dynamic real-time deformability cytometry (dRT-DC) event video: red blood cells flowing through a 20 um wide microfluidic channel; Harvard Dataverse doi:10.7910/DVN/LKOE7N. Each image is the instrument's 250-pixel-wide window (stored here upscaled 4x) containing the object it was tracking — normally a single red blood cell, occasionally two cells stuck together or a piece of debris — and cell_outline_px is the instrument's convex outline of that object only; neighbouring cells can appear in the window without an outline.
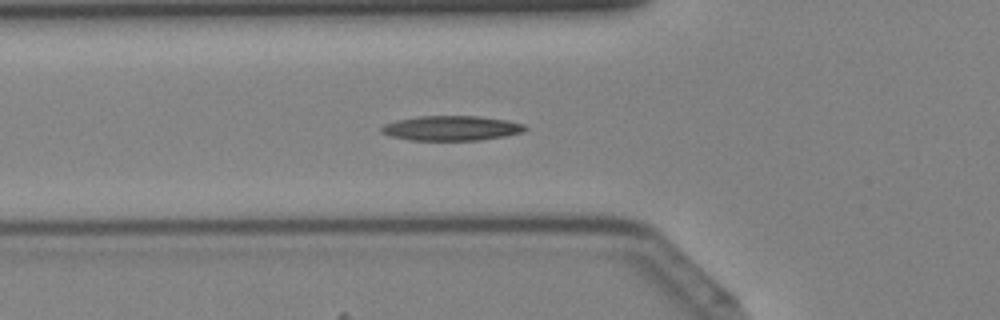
{"species": "Egyptian fruit bat (a non-hibernating species)", "species_latin": "Rousettus aegyptiacus", "temperature_condition": "cold", "stored_images_in_passage": 40, "camera_frame_rate_fps": 3000, "um_per_image_px": 0.085, "animal": {"sex": "female"}, "frame": {"image": 1, "passage_image": 12, "time_ms": 3.667, "image_size_px": [1000, 320], "cell_outline_px": [[528, 128], [524, 132], [504, 136], [480, 140], [408, 140], [392, 136], [380, 132], [380, 128], [384, 124], [396, 120], [420, 116], [480, 116], [508, 120], [524, 124]], "centroid_in_image_um": [38.39, 10.89], "position_along_channel_um": 87.4, "area_um2": 20.87}}
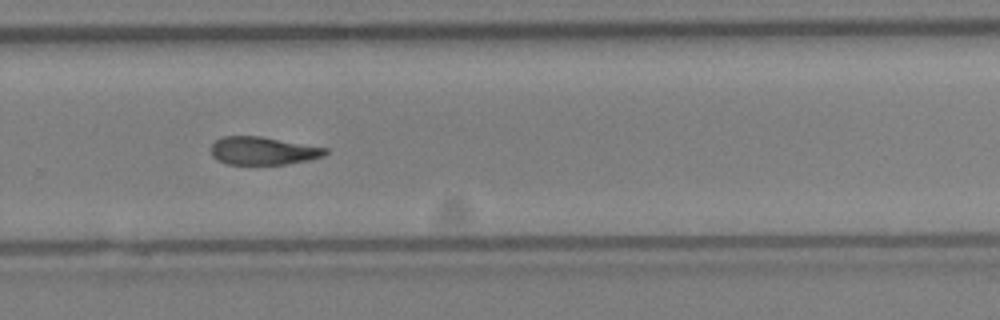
{"frame": {"image": 2, "passage_image": 26, "time_ms": 8.333, "image_size_px": [1000, 320], "cell_outline_px": [[328, 152], [324, 156], [308, 160], [288, 164], [228, 164], [216, 160], [212, 156], [212, 144], [216, 140], [224, 136], [260, 136], [328, 148]], "centroid_in_image_um": [22.37, 12.82], "position_along_channel_um": 307.4, "area_um2": 18.61}}
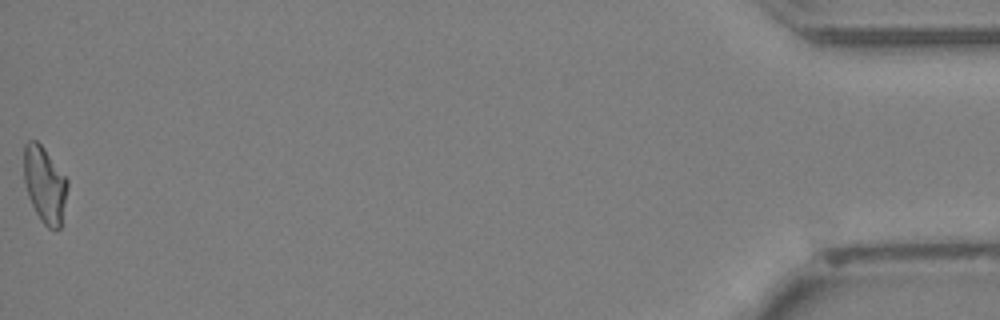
{"frame": {"image": 3, "passage_image": 40, "time_ms": 13.0, "image_size_px": [1000, 320], "cell_outline_px": [[68, 188], [60, 228], [48, 228], [40, 220], [28, 196], [24, 180], [24, 144], [28, 140], [36, 140], [44, 148], [68, 180]], "centroid_in_image_um": [3.8, 15.68], "position_along_channel_um": 431.4, "area_um2": 19.25}}